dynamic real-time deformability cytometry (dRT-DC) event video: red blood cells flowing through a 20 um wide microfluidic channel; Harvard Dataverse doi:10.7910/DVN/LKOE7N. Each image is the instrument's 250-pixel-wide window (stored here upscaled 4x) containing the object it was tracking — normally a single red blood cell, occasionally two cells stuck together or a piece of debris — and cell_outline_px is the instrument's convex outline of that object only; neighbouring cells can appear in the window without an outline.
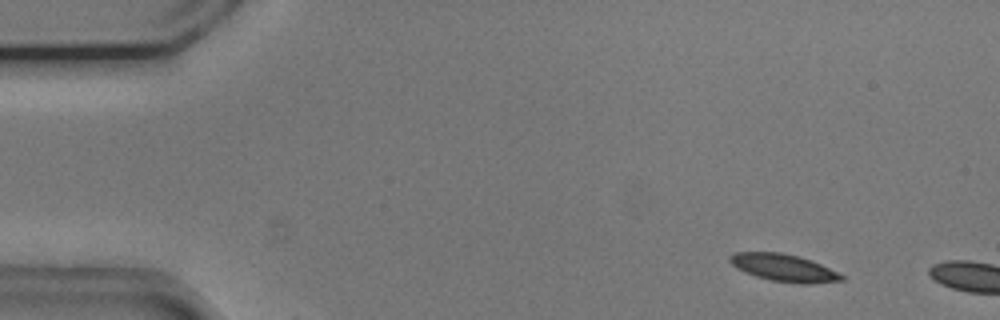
{"species": "common noctule bat (a hibernating species)", "species_latin": "Nyctalus noctula", "temperature_condition": "cold", "stored_images_in_passage": 7, "camera_frame_rate_fps": 3000, "um_per_image_px": 0.085, "animal": {"sex": "male", "body_mass_g": 20.5, "forearm_length_mm": 52.5}, "frame": {"image": 1, "passage_image": 5, "time_ms": 1.333, "image_size_px": [1000, 320], "cell_outline_px": [[844, 280], [808, 284], [800, 284], [772, 280], [756, 276], [736, 268], [728, 260], [728, 256], [732, 252], [780, 252], [796, 256], [820, 264], [844, 276]], "centroid_in_image_um": [66.56, 22.76], "position_along_channel_um": 18.4, "area_um2": 17.51}}